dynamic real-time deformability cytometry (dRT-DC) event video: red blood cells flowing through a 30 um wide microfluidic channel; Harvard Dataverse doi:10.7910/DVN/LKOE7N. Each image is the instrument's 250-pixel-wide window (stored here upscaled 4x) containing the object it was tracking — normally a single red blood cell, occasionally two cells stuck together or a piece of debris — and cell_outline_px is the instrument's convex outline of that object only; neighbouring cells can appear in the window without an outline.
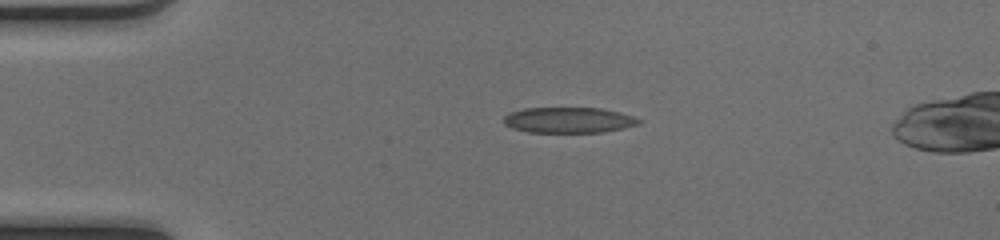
{"species": "common noctule bat (a hibernating species)", "species_latin": "Nyctalus noctula", "temperature_condition": "cold", "stored_images_in_passage": 39, "camera_frame_rate_fps": 3000, "um_per_image_px": 0.085, "animal": {"sex": "female", "body_mass_g": 17.0, "forearm_length_mm": 48.0}, "frame": {"image": 1, "passage_image": 1, "time_ms": 0.0, "image_size_px": [1000, 240], "cell_outline_px": [[640, 124], [624, 128], [600, 132], [528, 132], [512, 128], [504, 124], [504, 116], [512, 112], [524, 108], [600, 108], [620, 112], [632, 116], [640, 120]], "centroid_in_image_um": [48.33, 10.21], "position_along_channel_um": 36.7, "area_um2": 20.06}}
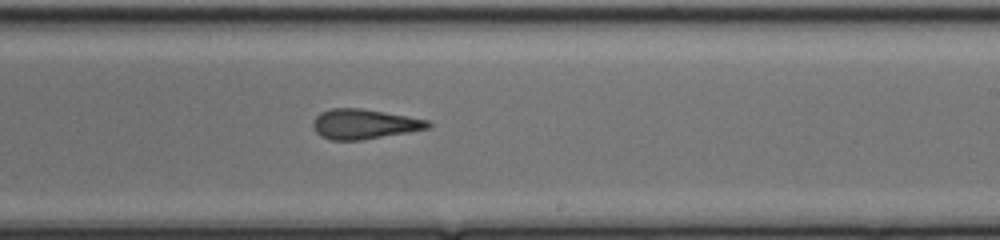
{"frame": {"image": 2, "passage_image": 20, "time_ms": 6.333, "image_size_px": [1000, 240], "cell_outline_px": [[432, 124], [428, 128], [408, 132], [360, 140], [332, 140], [320, 136], [316, 132], [312, 124], [316, 116], [320, 112], [332, 108], [360, 108], [428, 120]], "centroid_in_image_um": [30.91, 10.54], "position_along_channel_um": 258.1, "area_um2": 19.77}}
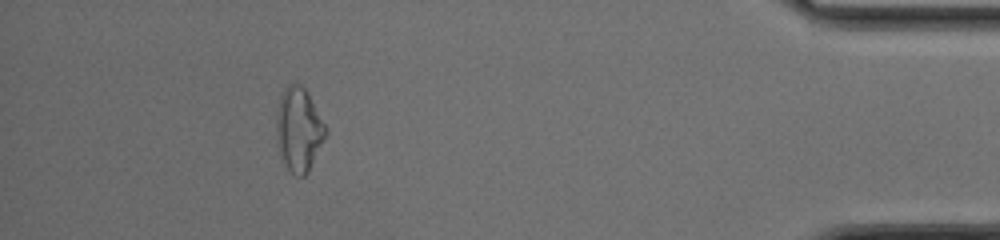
{"frame": {"image": 3, "passage_image": 35, "time_ms": 11.333, "image_size_px": [1000, 240], "cell_outline_px": [[328, 132], [308, 172], [304, 176], [296, 176], [284, 164], [280, 152], [276, 136], [276, 120], [280, 96], [284, 88], [292, 80], [300, 84], [308, 92], [328, 128]], "centroid_in_image_um": [25.41, 10.96], "position_along_channel_um": 409.8, "area_um2": 24.28}, "authors_computed_cell_mechanics": {"area_um2": 20.3456, "velocity_mm_per_s": 4.1384, "shape_relaxation_time_tau1_ms": null, "shape_relaxation_time_tau2_ms": 2.014, "deformation_change_tau1": null, "deformation_change_tau2": 0.1085}}